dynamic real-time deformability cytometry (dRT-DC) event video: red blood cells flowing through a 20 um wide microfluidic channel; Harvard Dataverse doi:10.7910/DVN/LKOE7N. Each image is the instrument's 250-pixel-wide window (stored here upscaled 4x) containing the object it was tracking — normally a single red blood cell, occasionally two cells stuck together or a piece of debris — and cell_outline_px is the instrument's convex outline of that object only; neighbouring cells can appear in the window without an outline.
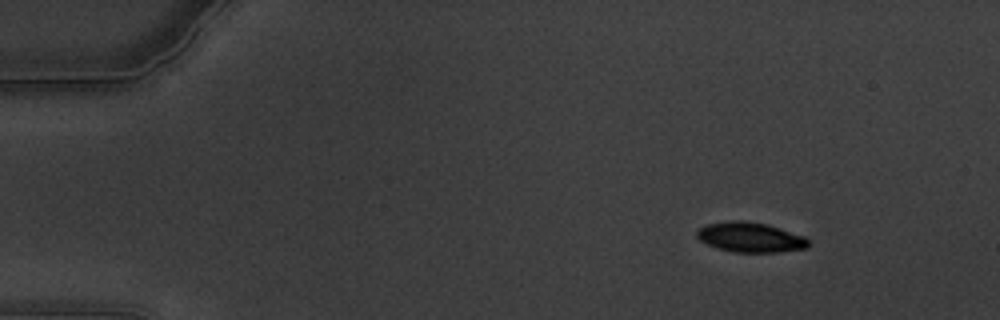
{"species": "common noctule bat (a hibernating species)", "species_latin": "Nyctalus noctula", "temperature_condition": "warm", "stored_images_in_passage": 62, "camera_frame_rate_fps": 3000, "um_per_image_px": 0.085, "animal": {"sex": "male", "body_mass_g": 19.5, "forearm_length_mm": 54.6}, "frame": {"image": 1, "passage_image": 9, "time_ms": 2.667, "image_size_px": [1000, 320], "cell_outline_px": [[812, 244], [808, 248], [776, 252], [732, 252], [716, 248], [700, 240], [696, 236], [696, 232], [700, 228], [708, 224], [728, 220], [744, 220], [768, 224], [804, 236]], "centroid_in_image_um": [63.79, 20.16], "position_along_channel_um": 21.2, "area_um2": 19.59}}
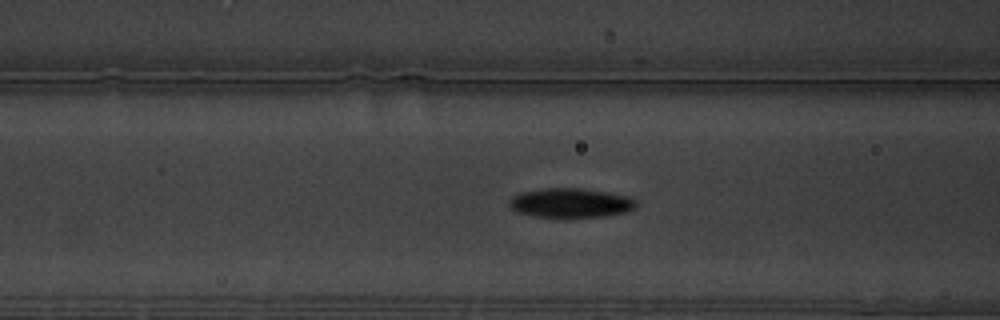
{"frame": {"image": 2, "passage_image": 26, "time_ms": 8.333, "image_size_px": [1000, 320], "cell_outline_px": [[636, 208], [624, 212], [604, 216], [532, 216], [516, 212], [508, 204], [508, 200], [512, 196], [520, 192], [540, 188], [580, 188], [608, 192], [628, 196], [636, 200]], "centroid_in_image_um": [48.46, 17.22], "position_along_channel_um": 118.1, "area_um2": 21.62}}
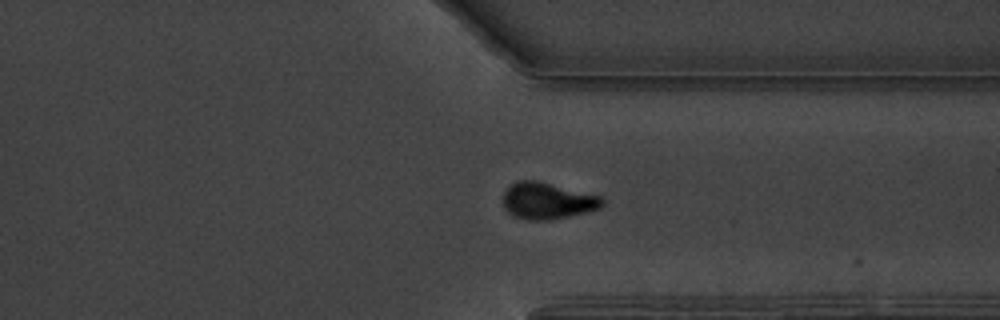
{"frame": {"image": 3, "passage_image": 48, "time_ms": 15.667, "image_size_px": [1000, 320], "cell_outline_px": [[604, 204], [600, 208], [568, 216], [548, 220], [528, 220], [516, 216], [508, 212], [504, 208], [504, 192], [516, 180], [536, 180], [600, 196], [604, 200]], "centroid_in_image_um": [46.52, 17.06], "position_along_channel_um": 364.9, "area_um2": 20.81}, "authors_computed_cell_mechanics": {"area_um2": 20.6635, "velocity_mm_per_s": 3.3702, "shape_relaxation_time_tau1_ms": 4.0893, "shape_relaxation_time_tau2_ms": 8.0618, "deformation_change_tau1": 0.1783, "deformation_change_tau2": 0.1225}}